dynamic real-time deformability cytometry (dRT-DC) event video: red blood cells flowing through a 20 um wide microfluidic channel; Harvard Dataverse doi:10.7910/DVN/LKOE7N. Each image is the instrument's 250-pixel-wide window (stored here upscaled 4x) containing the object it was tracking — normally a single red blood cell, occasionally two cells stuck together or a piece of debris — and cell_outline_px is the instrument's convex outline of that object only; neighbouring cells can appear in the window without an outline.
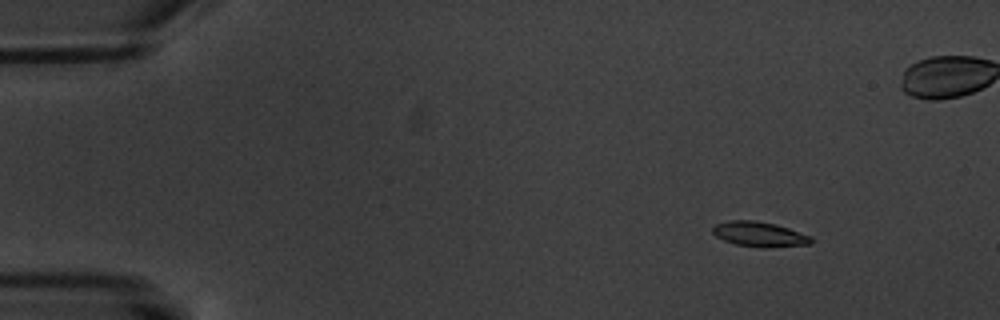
{"species": "common noctule bat (a hibernating species)", "species_latin": "Nyctalus noctula", "temperature_condition": "warm", "stored_images_in_passage": 7, "camera_frame_rate_fps": 3000, "um_per_image_px": 0.085, "animal": {"sex": "male", "body_mass_g": 20.1, "forearm_length_mm": 53.5}, "frame": {"image": 1, "passage_image": 2, "time_ms": 1.333, "image_size_px": [1000, 320], "cell_outline_px": [[812, 244], [768, 248], [764, 248], [736, 244], [724, 240], [716, 236], [712, 232], [712, 228], [716, 224], [728, 220], [756, 220], [776, 224], [812, 236]], "centroid_in_image_um": [64.57, 19.91], "position_along_channel_um": 20.4, "area_um2": 14.45}}